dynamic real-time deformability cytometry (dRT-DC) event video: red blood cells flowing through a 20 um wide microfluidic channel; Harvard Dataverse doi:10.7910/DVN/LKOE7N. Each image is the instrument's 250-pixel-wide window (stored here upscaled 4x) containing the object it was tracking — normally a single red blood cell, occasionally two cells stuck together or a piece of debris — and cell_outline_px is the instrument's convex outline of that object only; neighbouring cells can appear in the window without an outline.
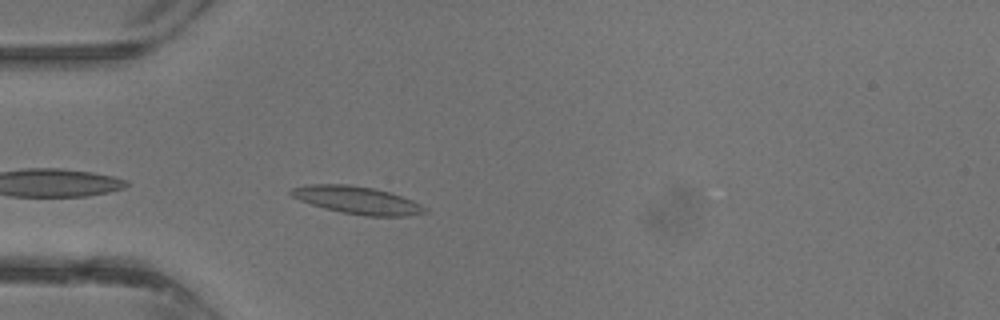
{"species": "common noctule bat (a hibernating species)", "species_latin": "Nyctalus noctula", "temperature_condition": "warm", "stored_images_in_passage": 28, "camera_frame_rate_fps": 3000, "um_per_image_px": 0.085, "animal": {"sex": "male", "body_mass_g": 13.3}, "frame": {"image": 1, "passage_image": 1, "time_ms": 0.0, "image_size_px": [1000, 320], "cell_outline_px": [[428, 212], [408, 216], [364, 216], [340, 212], [324, 208], [300, 200], [292, 196], [288, 192], [292, 188], [308, 184], [348, 184], [372, 188], [388, 192], [412, 200], [428, 208]], "centroid_in_image_um": [30.36, 17.02], "position_along_channel_um": 54.6, "area_um2": 21.44}}
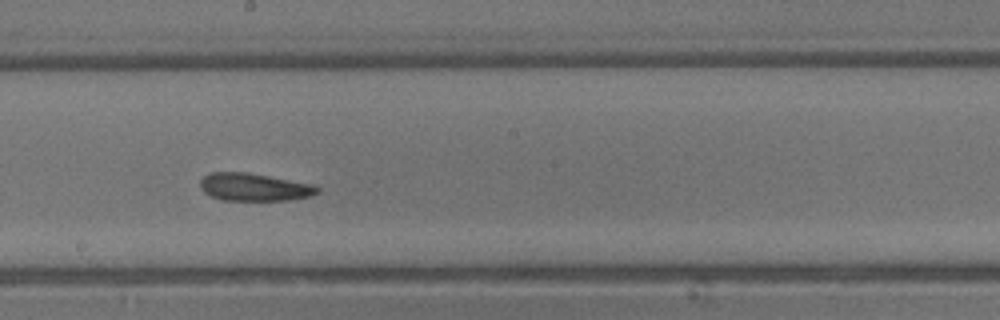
{"frame": {"image": 2, "passage_image": 11, "time_ms": 3.333, "image_size_px": [1000, 320], "cell_outline_px": [[320, 192], [312, 196], [288, 200], [220, 200], [204, 192], [200, 188], [200, 180], [208, 172], [248, 172], [316, 184], [320, 188]], "centroid_in_image_um": [21.64, 15.89], "position_along_channel_um": 226.6, "area_um2": 19.25}}
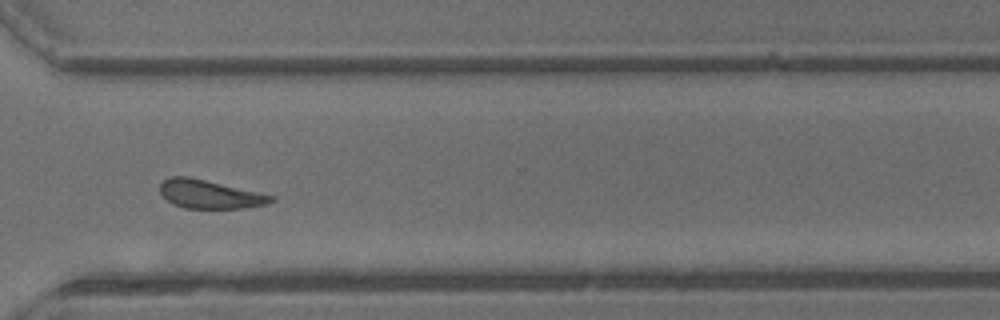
{"frame": {"image": 3, "passage_image": 18, "time_ms": 5.667, "image_size_px": [1000, 320], "cell_outline_px": [[276, 200], [268, 204], [240, 208], [184, 208], [172, 204], [160, 192], [160, 184], [168, 176], [188, 176], [276, 196]], "centroid_in_image_um": [17.83, 16.51], "position_along_channel_um": 352.8, "area_um2": 18.44}}